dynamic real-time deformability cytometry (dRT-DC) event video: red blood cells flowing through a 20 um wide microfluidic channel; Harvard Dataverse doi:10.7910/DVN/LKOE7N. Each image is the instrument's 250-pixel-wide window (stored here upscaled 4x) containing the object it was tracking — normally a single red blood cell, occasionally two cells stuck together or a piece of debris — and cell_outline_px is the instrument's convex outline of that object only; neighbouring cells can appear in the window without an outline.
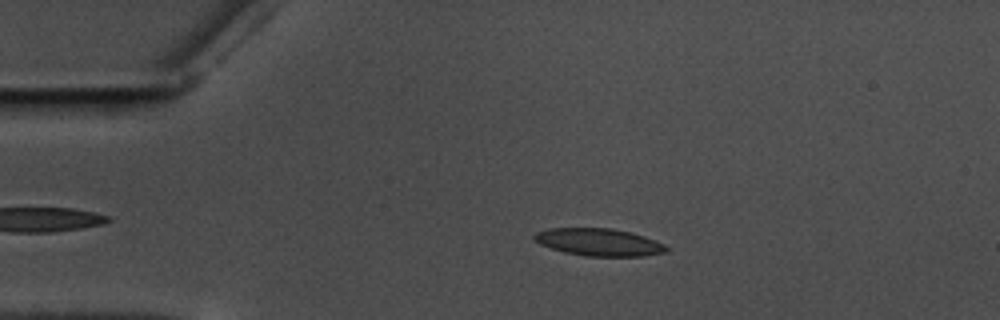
{"species": "common noctule bat (a hibernating species)", "species_latin": "Nyctalus noctula", "temperature_condition": "warm", "stored_images_in_passage": 50, "camera_frame_rate_fps": 3000, "um_per_image_px": 0.085, "animal": {"sex": "male", "body_mass_g": 17.5, "forearm_length_mm": 52.3}, "frame": {"image": 1, "passage_image": 11, "time_ms": 3.333, "image_size_px": [1000, 320], "cell_outline_px": [[668, 252], [644, 256], [584, 256], [564, 252], [540, 244], [532, 236], [536, 232], [548, 228], [612, 228], [632, 232], [644, 236], [664, 244], [668, 248]], "centroid_in_image_um": [50.92, 20.58], "position_along_channel_um": 34.1, "area_um2": 21.15}}
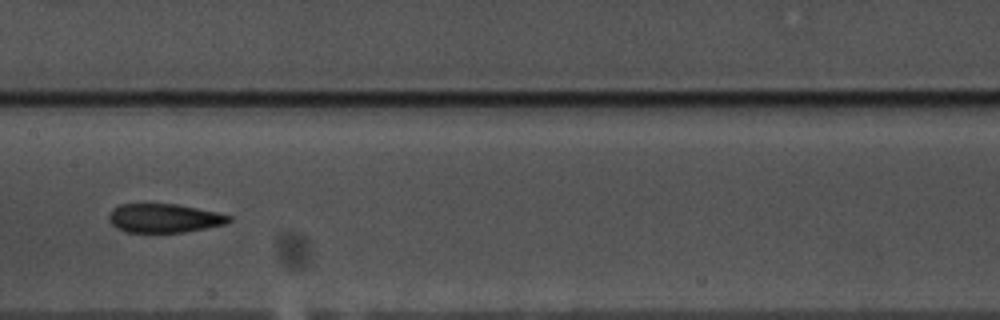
{"frame": {"image": 2, "passage_image": 28, "time_ms": 9.0, "image_size_px": [1000, 320], "cell_outline_px": [[232, 220], [224, 224], [184, 232], [124, 232], [116, 228], [108, 220], [108, 216], [112, 208], [120, 204], [176, 204], [216, 212], [232, 216]], "centroid_in_image_um": [13.91, 18.54], "position_along_channel_um": 193.5, "area_um2": 20.11}}
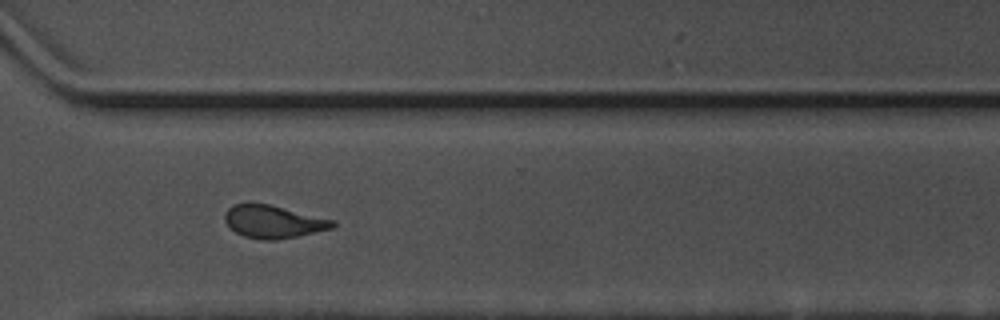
{"frame": {"image": 3, "passage_image": 41, "time_ms": 13.333, "image_size_px": [1000, 320], "cell_outline_px": [[336, 224], [332, 228], [296, 236], [276, 240], [264, 240], [244, 236], [236, 232], [224, 220], [224, 216], [228, 208], [236, 204], [268, 204], [336, 220]], "centroid_in_image_um": [23.25, 18.85], "position_along_channel_um": 347.3, "area_um2": 20.23}, "authors_computed_cell_mechanics": {"area_um2": 20.7502, "velocity_mm_per_s": 3.549, "shape_relaxation_time_tau1_ms": 9.3827, "shape_relaxation_time_tau2_ms": 3.154, "deformation_change_tau1": 0.1957, "deformation_change_tau2": 0.1067}}